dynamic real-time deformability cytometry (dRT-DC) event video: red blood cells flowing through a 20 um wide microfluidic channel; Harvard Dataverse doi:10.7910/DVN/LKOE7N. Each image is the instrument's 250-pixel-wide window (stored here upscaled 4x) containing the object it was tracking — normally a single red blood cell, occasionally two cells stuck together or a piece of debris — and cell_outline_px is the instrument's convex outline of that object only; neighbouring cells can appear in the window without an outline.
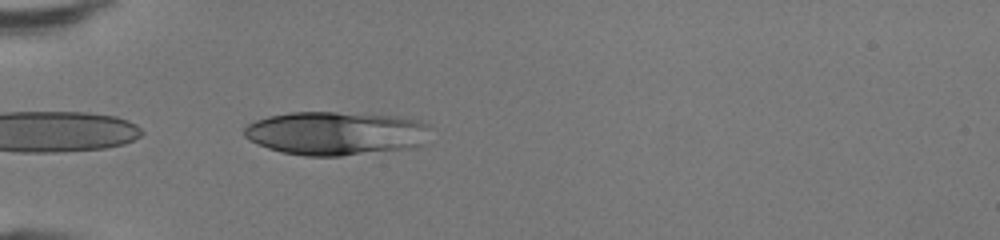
{"species": "human", "species_latin": "Homo sapiens", "temperature_condition": "room temperature", "stored_images_in_passage": 33, "camera_frame_rate_fps": 3000, "um_per_image_px": 0.085, "donor": {"sex": "female"}, "frame": {"image": 1, "passage_image": 1, "time_ms": 0.0, "image_size_px": [1000, 240], "cell_outline_px": [[432, 128], [428, 144], [412, 148], [340, 156], [304, 156], [280, 152], [256, 144], [248, 140], [244, 136], [244, 128], [248, 124], [256, 120], [268, 116], [292, 112], [336, 112], [396, 116], [420, 120], [428, 124]], "centroid_in_image_um": [28.62, 11.34], "position_along_channel_um": 56.4, "area_um2": 48.15}}
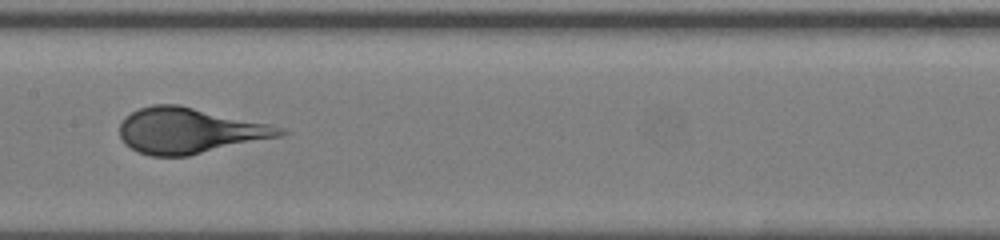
{"frame": {"image": 2, "passage_image": 11, "time_ms": 3.333, "image_size_px": [1000, 240], "cell_outline_px": [[292, 132], [284, 136], [188, 156], [152, 156], [140, 152], [124, 144], [120, 136], [120, 124], [132, 112], [140, 108], [152, 104], [180, 104], [268, 124], [284, 128]], "centroid_in_image_um": [16.16, 11.11], "position_along_channel_um": 191.2, "area_um2": 42.71}}
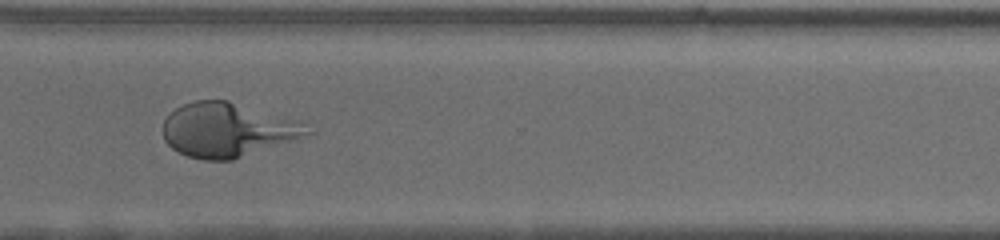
{"frame": {"image": 3, "passage_image": 22, "time_ms": 7.0, "image_size_px": [1000, 240], "cell_outline_px": [[316, 132], [232, 160], [204, 160], [188, 156], [172, 148], [164, 140], [164, 120], [176, 108], [184, 104], [196, 100], [228, 100], [300, 120]], "centroid_in_image_um": [19.37, 11.03], "position_along_channel_um": 351.2, "area_um2": 45.37}}